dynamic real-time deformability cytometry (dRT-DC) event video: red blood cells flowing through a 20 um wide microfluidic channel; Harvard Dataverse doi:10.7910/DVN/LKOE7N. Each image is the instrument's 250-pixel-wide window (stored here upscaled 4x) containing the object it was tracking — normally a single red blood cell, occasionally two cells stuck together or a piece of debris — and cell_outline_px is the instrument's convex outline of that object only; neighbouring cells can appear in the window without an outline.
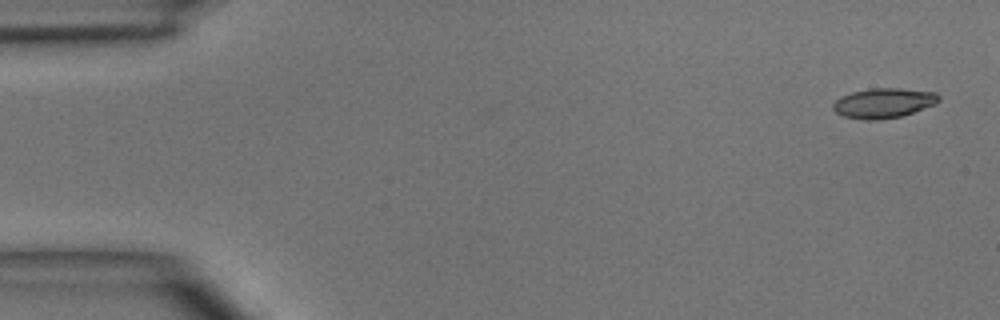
{"species": "common noctule bat (a hibernating species)", "species_latin": "Nyctalus noctula", "temperature_condition": "room temperature", "stored_images_in_passage": 6, "camera_frame_rate_fps": 3000, "um_per_image_px": 0.085, "animal": {"sex": "male", "body_mass_g": 15.6}, "frame": {"image": 1, "passage_image": 1, "time_ms": 0.0, "image_size_px": [1000, 320], "cell_outline_px": [[940, 100], [936, 104], [900, 116], [872, 120], [864, 120], [844, 116], [836, 112], [832, 108], [832, 104], [840, 96], [852, 92], [868, 88], [900, 88], [936, 92], [940, 96]], "centroid_in_image_um": [75.1, 8.74], "position_along_channel_um": 9.9, "area_um2": 18.38}}
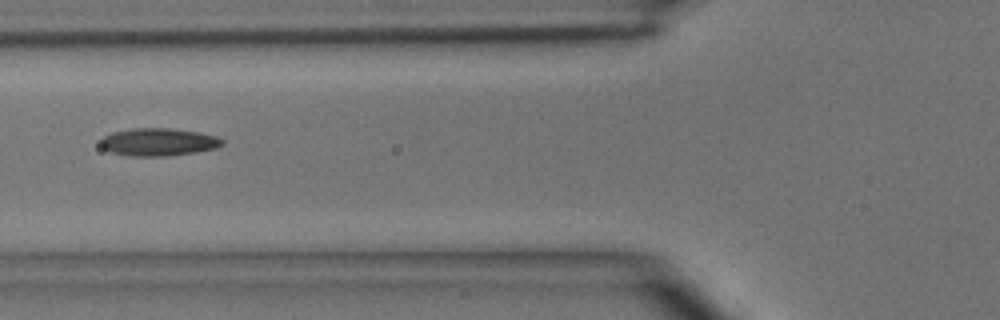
{"frame": {"image": 2, "passage_image": 5, "time_ms": 5.333, "image_size_px": [1000, 320], "cell_outline_px": [[224, 144], [216, 148], [196, 152], [168, 156], [132, 156], [112, 152], [104, 148], [100, 144], [100, 140], [104, 136], [112, 132], [132, 128], [168, 128], [200, 132], [216, 136], [224, 140]], "centroid_in_image_um": [13.49, 12.07], "position_along_channel_um": 112.3, "area_um2": 19.65}}
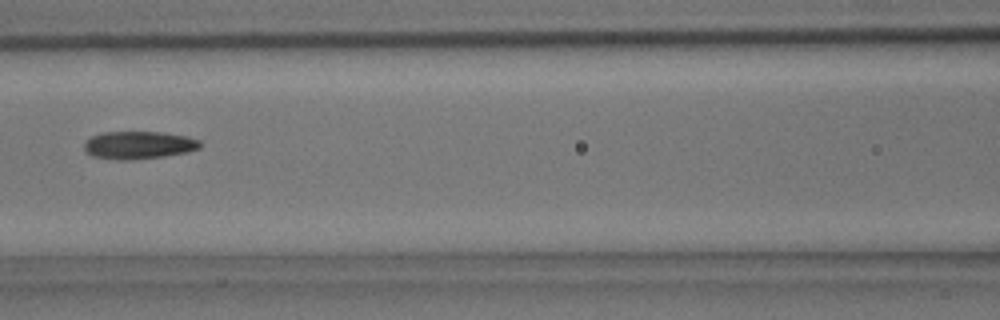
{"frame": {"image": 3, "passage_image": 6, "time_ms": 6.333, "image_size_px": [1000, 320], "cell_outline_px": [[200, 148], [188, 152], [164, 156], [128, 160], [116, 160], [92, 156], [84, 148], [84, 140], [92, 136], [104, 132], [160, 132], [188, 136], [200, 140]], "centroid_in_image_um": [11.79, 12.33], "position_along_channel_um": 154.8, "area_um2": 18.79}}